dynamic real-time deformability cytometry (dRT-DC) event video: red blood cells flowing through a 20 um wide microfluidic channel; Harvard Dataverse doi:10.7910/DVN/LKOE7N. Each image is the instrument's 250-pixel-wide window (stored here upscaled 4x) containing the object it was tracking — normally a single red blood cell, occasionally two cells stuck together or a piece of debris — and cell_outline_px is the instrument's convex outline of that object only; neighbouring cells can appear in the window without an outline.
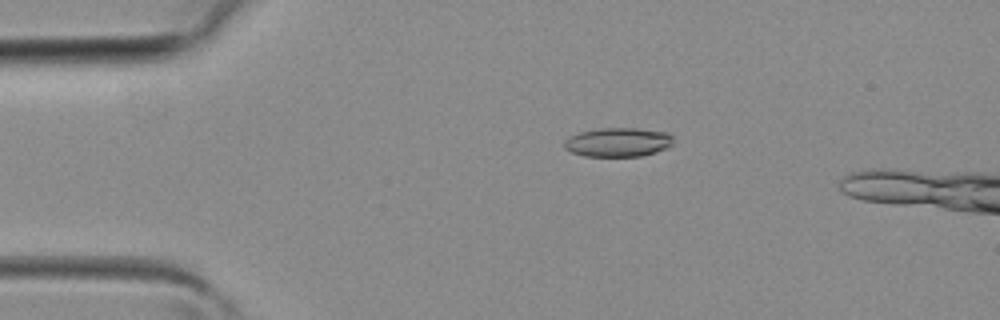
{"species": "common noctule bat (a hibernating species)", "species_latin": "Nyctalus noctula", "temperature_condition": "room temperature", "stored_images_in_passage": 3, "camera_frame_rate_fps": 3000, "um_per_image_px": 0.085, "animal": {"sex": "female", "body_mass_g": 19.3, "forearm_length_mm": 54.1}, "frame": {"image": 1, "passage_image": 2, "time_ms": 0.333, "image_size_px": [1000, 320], "cell_outline_px": [[672, 144], [656, 152], [640, 156], [584, 156], [572, 152], [564, 148], [564, 140], [580, 132], [600, 128], [636, 128], [668, 132], [672, 136]], "centroid_in_image_um": [52.53, 12.08], "position_along_channel_um": 32.5, "area_um2": 18.32}}